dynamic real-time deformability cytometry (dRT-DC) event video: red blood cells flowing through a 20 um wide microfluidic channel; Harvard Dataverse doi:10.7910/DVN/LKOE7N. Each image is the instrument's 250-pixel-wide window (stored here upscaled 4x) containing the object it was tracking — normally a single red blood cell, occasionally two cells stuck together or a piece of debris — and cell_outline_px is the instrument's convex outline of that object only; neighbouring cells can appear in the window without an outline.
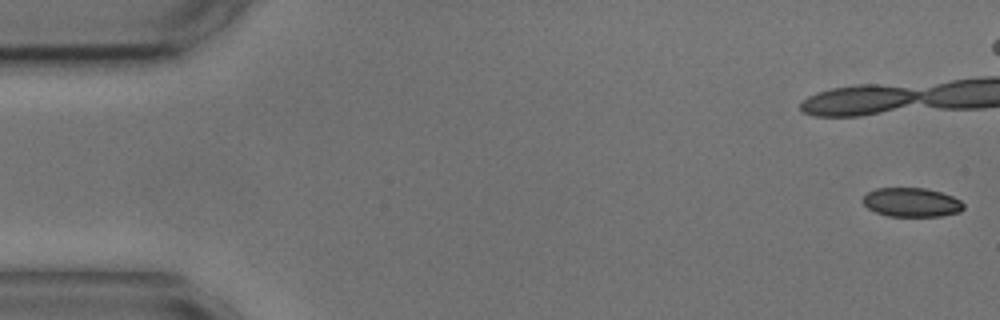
{"species": "common noctule bat (a hibernating species)", "species_latin": "Nyctalus noctula", "temperature_condition": "cold", "stored_images_in_passage": 6, "camera_frame_rate_fps": 3000, "um_per_image_px": 0.085, "animal": {"sex": "male", "body_mass_g": 17.9, "forearm_length_mm": 54.2}, "frame": {"image": 1, "passage_image": 1, "time_ms": 0.0, "image_size_px": [1000, 320], "cell_outline_px": [[964, 208], [960, 212], [940, 216], [888, 216], [876, 212], [868, 208], [860, 200], [868, 192], [876, 188], [924, 188], [940, 192], [952, 196], [960, 200], [964, 204]], "centroid_in_image_um": [77.47, 17.2], "position_along_channel_um": 7.5, "area_um2": 17.05}}